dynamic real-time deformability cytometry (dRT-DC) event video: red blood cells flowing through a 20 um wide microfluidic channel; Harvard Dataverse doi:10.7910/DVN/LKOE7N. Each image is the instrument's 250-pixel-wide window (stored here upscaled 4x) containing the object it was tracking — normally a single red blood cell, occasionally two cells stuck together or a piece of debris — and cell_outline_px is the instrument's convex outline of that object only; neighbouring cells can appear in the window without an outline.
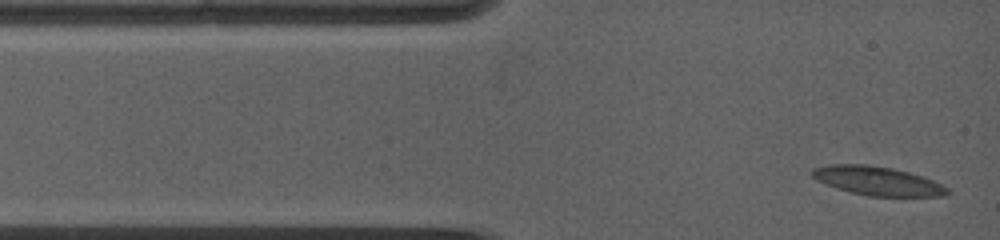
{"species": "common noctule bat (a hibernating species)", "species_latin": "Nyctalus noctula", "temperature_condition": "warm", "stored_images_in_passage": 35, "camera_frame_rate_fps": 5000, "um_per_image_px": 0.085, "animal": {"sex": "female", "body_mass_g": 19.0, "forearm_length_mm": 53.3}, "frame": {"image": 1, "passage_image": 1, "time_ms": 0.0, "image_size_px": [1000, 240], "cell_outline_px": [[952, 192], [944, 196], [868, 196], [836, 188], [816, 180], [808, 172], [812, 168], [828, 164], [868, 164], [892, 168], [908, 172], [932, 180], [948, 188]], "centroid_in_image_um": [74.54, 15.37], "position_along_channel_um": 10.5, "area_um2": 22.77}}
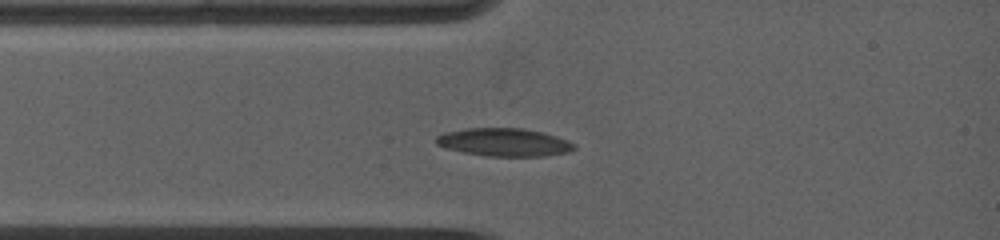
{"frame": {"image": 2, "passage_image": 6, "time_ms": 2.0, "image_size_px": [1000, 240], "cell_outline_px": [[576, 148], [568, 152], [544, 156], [488, 156], [464, 152], [448, 148], [436, 144], [436, 136], [444, 132], [468, 128], [524, 128], [556, 136], [568, 140], [576, 144]], "centroid_in_image_um": [42.87, 12.09], "position_along_channel_um": 42.1, "area_um2": 22.43}}